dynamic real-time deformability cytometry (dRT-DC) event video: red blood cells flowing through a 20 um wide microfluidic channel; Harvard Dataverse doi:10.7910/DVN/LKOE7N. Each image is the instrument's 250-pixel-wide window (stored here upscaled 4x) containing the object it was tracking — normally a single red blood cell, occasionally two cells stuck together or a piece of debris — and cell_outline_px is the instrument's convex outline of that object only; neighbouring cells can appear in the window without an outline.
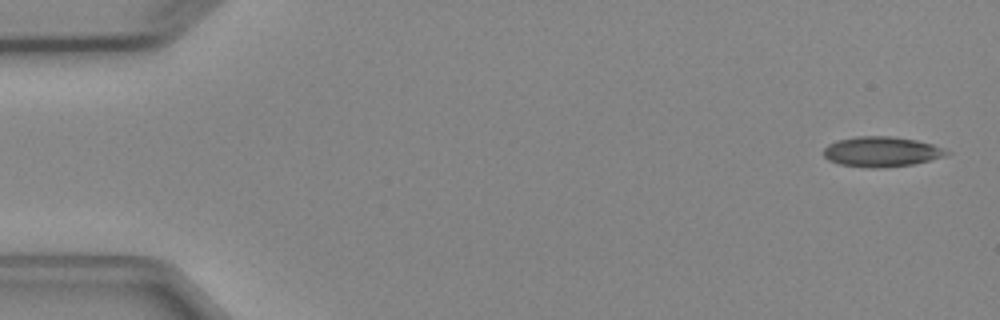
{"species": "Egyptian fruit bat (a non-hibernating species)", "species_latin": "Rousettus aegyptiacus", "temperature_condition": "cold", "stored_images_in_passage": 8, "camera_frame_rate_fps": 3000, "um_per_image_px": 0.085, "animal": {"sex": "female"}, "frame": {"image": 1, "passage_image": 1, "time_ms": 0.0, "image_size_px": [1000, 320], "cell_outline_px": [[952, 152], [944, 156], [912, 164], [884, 168], [868, 168], [840, 164], [828, 160], [824, 156], [824, 148], [828, 144], [836, 140], [856, 136], [888, 136], [916, 140], [932, 144], [944, 148]], "centroid_in_image_um": [74.9, 12.89], "position_along_channel_um": 10.1, "area_um2": 21.62}}
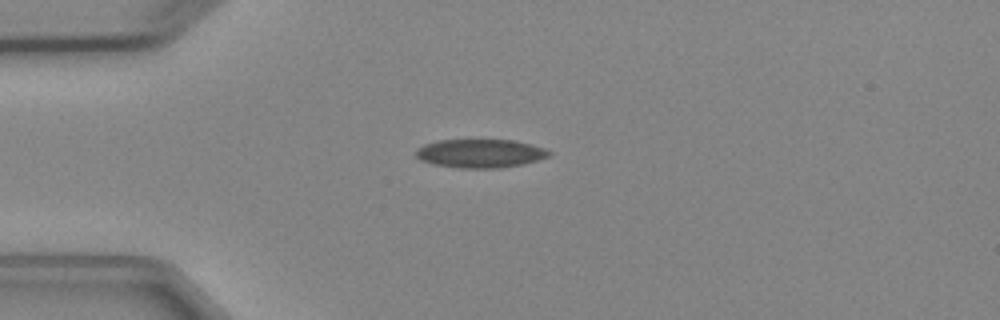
{"frame": {"image": 2, "passage_image": 4, "time_ms": 3.667, "image_size_px": [1000, 320], "cell_outline_px": [[552, 152], [548, 156], [536, 160], [520, 164], [500, 168], [460, 168], [432, 164], [420, 160], [416, 156], [416, 148], [424, 144], [436, 140], [512, 140], [544, 148]], "centroid_in_image_um": [40.75, 13.04], "position_along_channel_um": 44.2, "area_um2": 22.02}}